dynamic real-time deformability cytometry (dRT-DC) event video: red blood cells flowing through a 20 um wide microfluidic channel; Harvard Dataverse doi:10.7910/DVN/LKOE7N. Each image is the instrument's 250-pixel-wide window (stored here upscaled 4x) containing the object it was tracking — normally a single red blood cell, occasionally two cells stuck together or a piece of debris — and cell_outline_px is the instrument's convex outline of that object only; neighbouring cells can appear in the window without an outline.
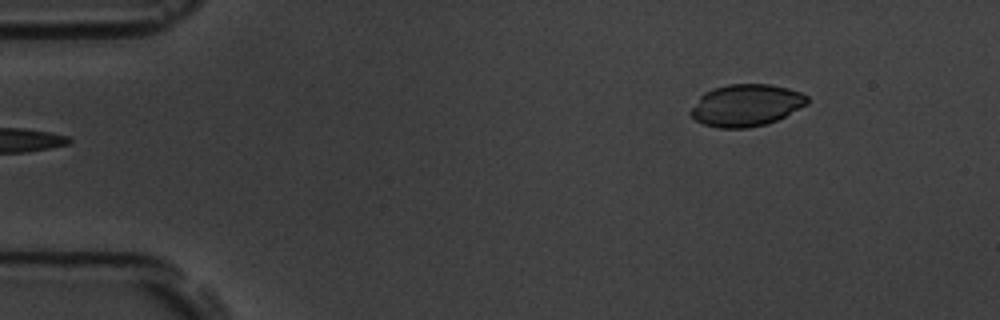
{"species": "common noctule bat (a hibernating species)", "species_latin": "Nyctalus noctula", "temperature_condition": "room temperature", "stored_images_in_passage": 5, "segment_of_instrument_passage": [2, 2], "camera_frame_rate_fps": 3000, "um_per_image_px": 0.085, "animal": {"sex": "male", "body_mass_g": 19.5, "forearm_length_mm": 54.6}, "frame": {"image": 1, "passage_image": 5, "time_ms": 5.667, "image_size_px": [1000, 320], "cell_outline_px": [[808, 104], [768, 124], [748, 128], [720, 128], [704, 124], [696, 120], [688, 112], [700, 96], [704, 92], [712, 88], [728, 84], [772, 84], [788, 88], [800, 92], [808, 96]], "centroid_in_image_um": [63.42, 8.94], "position_along_channel_um": 21.6, "area_um2": 28.61}}